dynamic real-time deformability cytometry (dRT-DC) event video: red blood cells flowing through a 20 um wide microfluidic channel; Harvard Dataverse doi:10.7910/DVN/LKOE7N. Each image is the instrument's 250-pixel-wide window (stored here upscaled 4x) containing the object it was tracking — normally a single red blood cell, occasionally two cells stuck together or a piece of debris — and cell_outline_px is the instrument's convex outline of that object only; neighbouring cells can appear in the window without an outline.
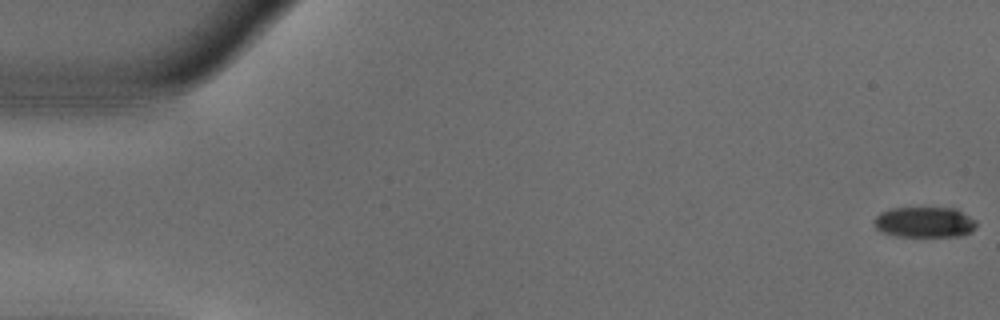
{"species": "common noctule bat (a hibernating species)", "species_latin": "Nyctalus noctula", "temperature_condition": "warm", "stored_images_in_passage": 54, "camera_frame_rate_fps": 3000, "um_per_image_px": 0.085, "animal": {"sex": "male", "body_mass_g": 18.8}, "frame": {"image": 1, "passage_image": 1, "time_ms": 0.0, "image_size_px": [1000, 320], "cell_outline_px": [[976, 228], [972, 232], [960, 236], [896, 236], [884, 232], [876, 228], [872, 220], [880, 212], [892, 208], [956, 208], [976, 220]], "centroid_in_image_um": [78.6, 18.88], "position_along_channel_um": 6.4, "area_um2": 18.32}}
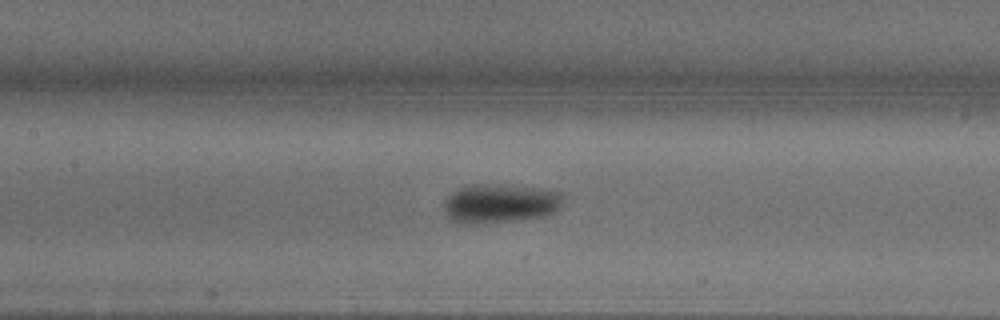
{"frame": {"image": 2, "passage_image": 25, "time_ms": 8.0, "image_size_px": [1000, 320], "cell_outline_px": [[560, 208], [556, 212], [544, 216], [516, 220], [480, 224], [456, 224], [444, 212], [444, 204], [448, 196], [452, 192], [460, 188], [472, 184], [500, 184], [532, 188], [560, 192]], "centroid_in_image_um": [42.44, 17.31], "position_along_channel_um": 165.0, "area_um2": 27.05}}
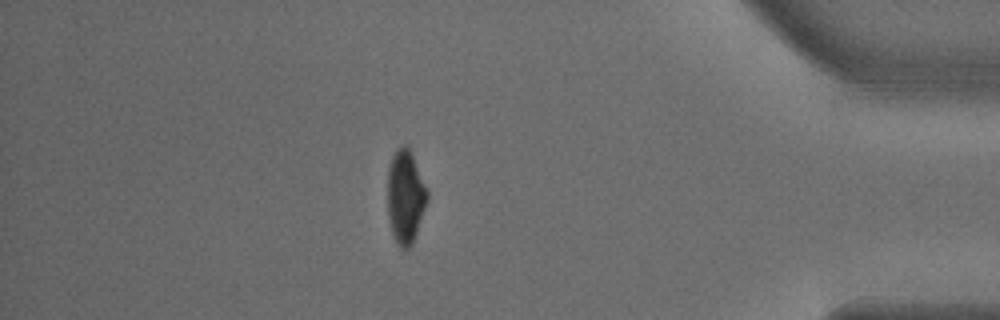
{"frame": {"image": 3, "passage_image": 47, "time_ms": 15.333, "image_size_px": [1000, 320], "cell_outline_px": [[428, 200], [412, 244], [404, 252], [396, 244], [388, 220], [388, 168], [392, 156], [396, 148], [404, 144], [408, 144], [412, 152], [428, 192]], "centroid_in_image_um": [34.45, 16.71], "position_along_channel_um": 400.7, "area_um2": 21.91}, "authors_computed_cell_mechanics": {"area_um2": 22.4842, "velocity_mm_per_s": 3.7595, "shape_relaxation_time_tau1_ms": 2.3693, "shape_relaxation_time_tau2_ms": 3.6291, "deformation_change_tau1": 0.1555, "deformation_change_tau2": 0.057}}